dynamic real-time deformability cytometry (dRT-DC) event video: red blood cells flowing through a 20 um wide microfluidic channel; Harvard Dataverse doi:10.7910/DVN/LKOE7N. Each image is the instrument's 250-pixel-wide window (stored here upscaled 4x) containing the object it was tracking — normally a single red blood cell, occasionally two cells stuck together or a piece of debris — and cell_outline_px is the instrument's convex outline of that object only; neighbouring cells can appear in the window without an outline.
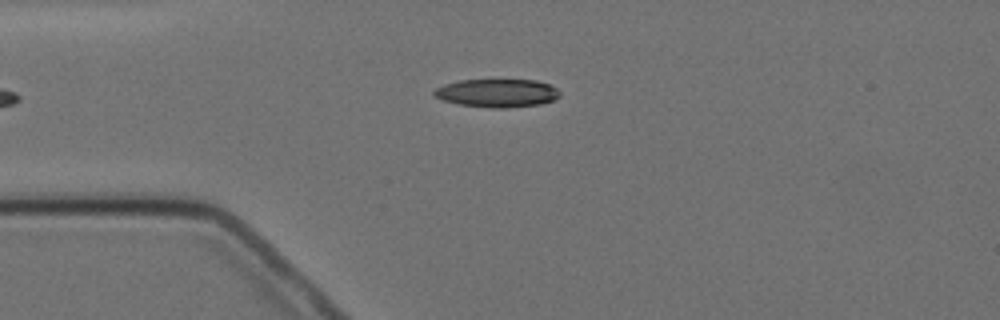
{"species": "Egyptian fruit bat (a non-hibernating species)", "species_latin": "Rousettus aegyptiacus", "temperature_condition": "cold", "stored_images_in_passage": 13, "camera_frame_rate_fps": 3000, "um_per_image_px": 0.085, "animal": {"sex": "female"}, "frame": {"image": 1, "passage_image": 2, "time_ms": 1.0, "image_size_px": [1000, 320], "cell_outline_px": [[560, 96], [556, 100], [540, 104], [508, 108], [492, 108], [460, 104], [444, 100], [432, 96], [432, 92], [436, 88], [444, 84], [460, 80], [536, 80], [552, 84], [560, 92]], "centroid_in_image_um": [42.29, 7.91], "position_along_channel_um": 42.7, "area_um2": 20.87}}
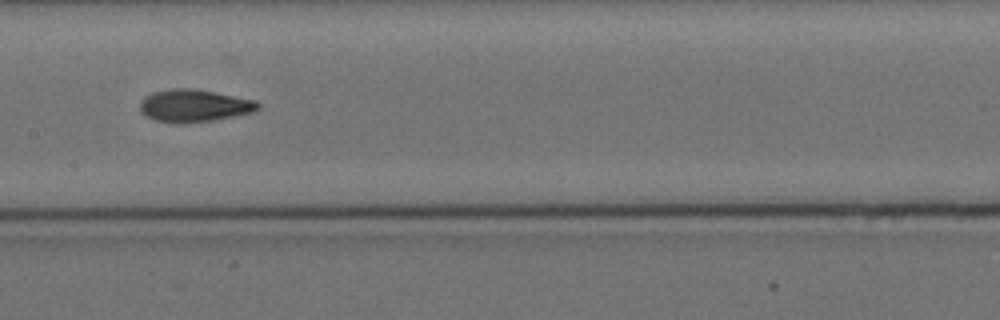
{"frame": {"image": 2, "passage_image": 6, "time_ms": 5.667, "image_size_px": [1000, 320], "cell_outline_px": [[260, 108], [256, 112], [212, 120], [176, 124], [156, 120], [140, 112], [140, 100], [144, 96], [152, 92], [172, 88], [188, 88], [212, 92], [256, 100], [260, 104]], "centroid_in_image_um": [16.49, 8.98], "position_along_channel_um": 190.9, "area_um2": 22.31}}
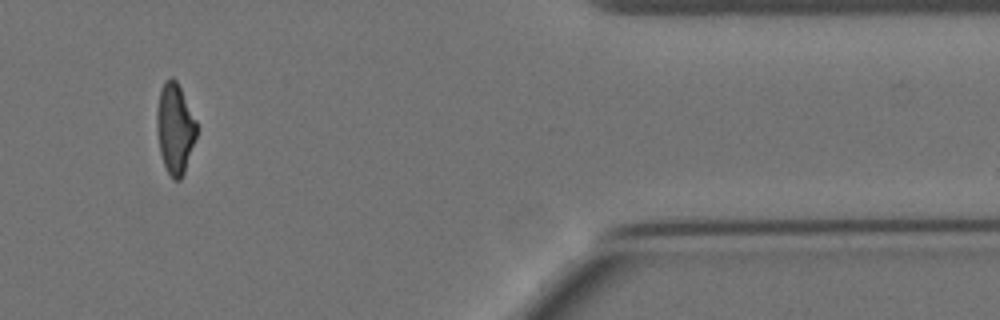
{"frame": {"image": 3, "passage_image": 11, "time_ms": 12.667, "image_size_px": [1000, 320], "cell_outline_px": [[196, 136], [184, 172], [180, 180], [172, 180], [164, 164], [160, 152], [156, 128], [156, 112], [160, 88], [164, 80], [172, 76], [176, 80], [196, 120]], "centroid_in_image_um": [14.85, 10.89], "position_along_channel_um": 396.6, "area_um2": 20.87}, "authors_computed_cell_mechanics": {"area_um2": 21.7906, "velocity_mm_per_s": 3.4974, "shape_relaxation_time_tau1_ms": 2.9755, "shape_relaxation_time_tau2_ms": 1.9433, "deformation_change_tau1": 0.1709, "deformation_change_tau2": 0.0842}}